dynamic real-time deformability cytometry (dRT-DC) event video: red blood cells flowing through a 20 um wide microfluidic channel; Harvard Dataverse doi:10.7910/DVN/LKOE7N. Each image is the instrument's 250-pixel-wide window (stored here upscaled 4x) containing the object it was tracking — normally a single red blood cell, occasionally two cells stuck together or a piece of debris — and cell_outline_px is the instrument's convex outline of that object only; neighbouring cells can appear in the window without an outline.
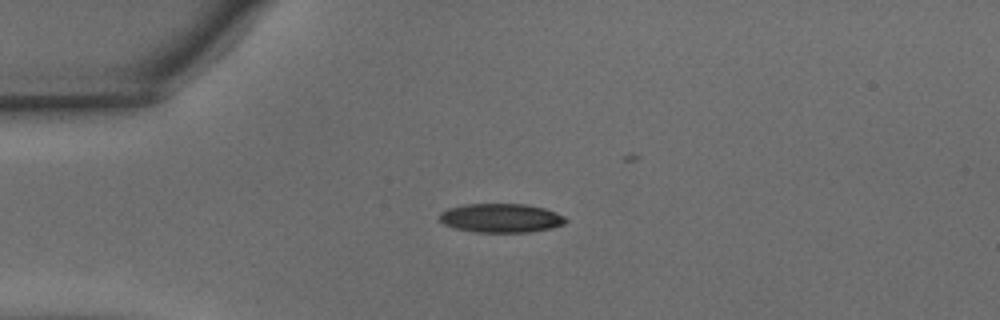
{"species": "common noctule bat (a hibernating species)", "species_latin": "Nyctalus noctula", "temperature_condition": "warm", "stored_images_in_passage": 28, "camera_frame_rate_fps": 3000, "um_per_image_px": 0.085, "animal": {"sex": "male", "body_mass_g": 15.6}, "frame": {"image": 1, "passage_image": 1, "time_ms": 0.0, "image_size_px": [1000, 320], "cell_outline_px": [[568, 220], [564, 224], [552, 228], [528, 232], [472, 232], [456, 228], [444, 224], [440, 220], [440, 212], [448, 208], [464, 204], [524, 204], [544, 208], [556, 212], [564, 216]], "centroid_in_image_um": [42.59, 18.53], "position_along_channel_um": 42.4, "area_um2": 21.33}}
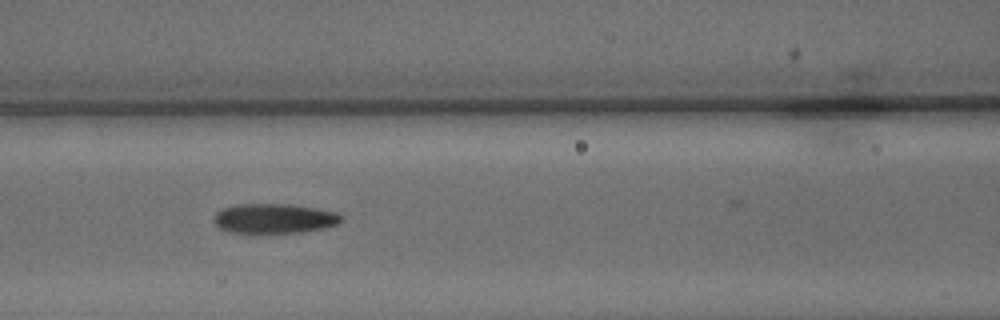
{"frame": {"image": 2, "passage_image": 10, "time_ms": 3.0, "image_size_px": [1000, 320], "cell_outline_px": [[344, 220], [336, 224], [324, 228], [300, 232], [228, 232], [220, 228], [212, 220], [216, 212], [224, 208], [236, 204], [288, 204], [316, 208], [336, 212], [344, 216]], "centroid_in_image_um": [23.32, 18.56], "position_along_channel_um": 143.3, "area_um2": 21.96}}
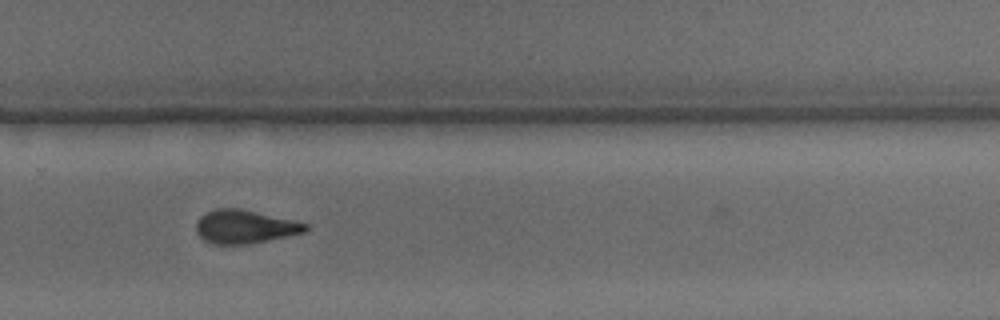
{"frame": {"image": 3, "passage_image": 22, "time_ms": 7.0, "image_size_px": [1000, 320], "cell_outline_px": [[308, 228], [304, 232], [248, 244], [212, 244], [204, 240], [196, 232], [196, 220], [200, 216], [216, 208], [240, 208], [292, 220], [308, 224]], "centroid_in_image_um": [20.75, 19.26], "position_along_channel_um": 309.0, "area_um2": 21.1}}